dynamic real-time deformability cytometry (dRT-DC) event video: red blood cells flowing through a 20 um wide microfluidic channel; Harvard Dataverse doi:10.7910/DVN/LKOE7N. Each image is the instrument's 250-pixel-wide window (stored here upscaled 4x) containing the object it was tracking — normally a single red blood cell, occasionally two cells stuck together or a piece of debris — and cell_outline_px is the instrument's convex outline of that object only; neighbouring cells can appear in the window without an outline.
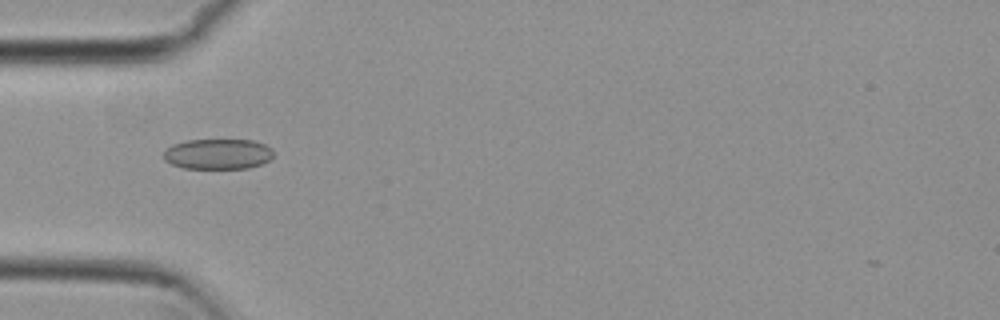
{"species": "common noctule bat (a hibernating species)", "species_latin": "Nyctalus noctula", "temperature_condition": "cold", "stored_images_in_passage": 54, "camera_frame_rate_fps": 3000, "um_per_image_px": 0.085, "animal": {"sex": "female", "body_mass_g": 29.2, "forearm_length_mm": 56.3}, "frame": {"image": 1, "passage_image": 17, "time_ms": 5.333, "image_size_px": [1000, 320], "cell_outline_px": [[272, 156], [268, 160], [260, 164], [248, 168], [184, 168], [172, 164], [164, 160], [164, 152], [172, 144], [188, 140], [252, 140], [264, 144], [272, 148]], "centroid_in_image_um": [18.51, 13.08], "position_along_channel_um": 66.5, "area_um2": 19.31}}
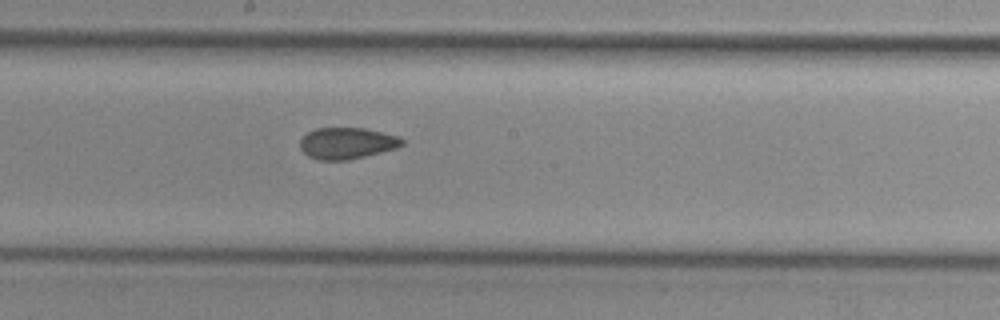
{"frame": {"image": 2, "passage_image": 29, "time_ms": 9.333, "image_size_px": [1000, 320], "cell_outline_px": [[404, 144], [396, 148], [348, 160], [320, 160], [308, 156], [300, 148], [300, 140], [308, 132], [316, 128], [364, 128], [400, 136], [404, 140]], "centroid_in_image_um": [29.5, 12.17], "position_along_channel_um": 218.7, "area_um2": 18.61}}
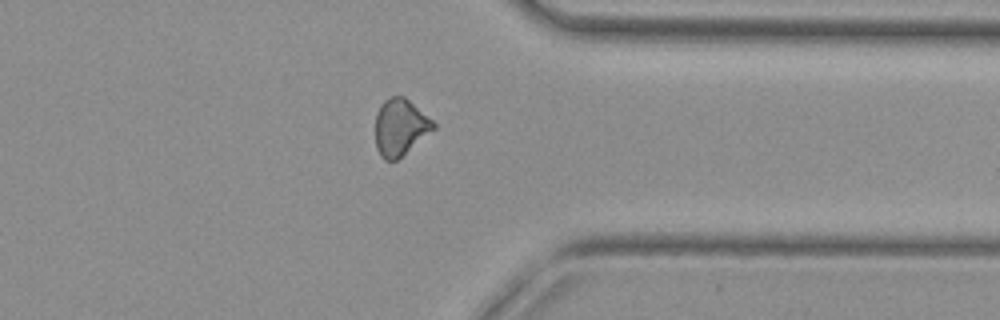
{"frame": {"image": 3, "passage_image": 42, "time_ms": 13.667, "image_size_px": [1000, 320], "cell_outline_px": [[436, 128], [396, 160], [384, 160], [380, 156], [376, 148], [376, 112], [380, 104], [384, 100], [392, 96], [404, 96], [432, 120], [436, 124]], "centroid_in_image_um": [34.0, 10.8], "position_along_channel_um": 377.4, "area_um2": 19.02}, "authors_computed_cell_mechanics": {"area_um2": 19.5364, "velocity_mm_per_s": 3.8063, "shape_relaxation_time_tau1_ms": null, "shape_relaxation_time_tau2_ms": 4.6835, "deformation_change_tau1": null, "deformation_change_tau2": 0.1055}}